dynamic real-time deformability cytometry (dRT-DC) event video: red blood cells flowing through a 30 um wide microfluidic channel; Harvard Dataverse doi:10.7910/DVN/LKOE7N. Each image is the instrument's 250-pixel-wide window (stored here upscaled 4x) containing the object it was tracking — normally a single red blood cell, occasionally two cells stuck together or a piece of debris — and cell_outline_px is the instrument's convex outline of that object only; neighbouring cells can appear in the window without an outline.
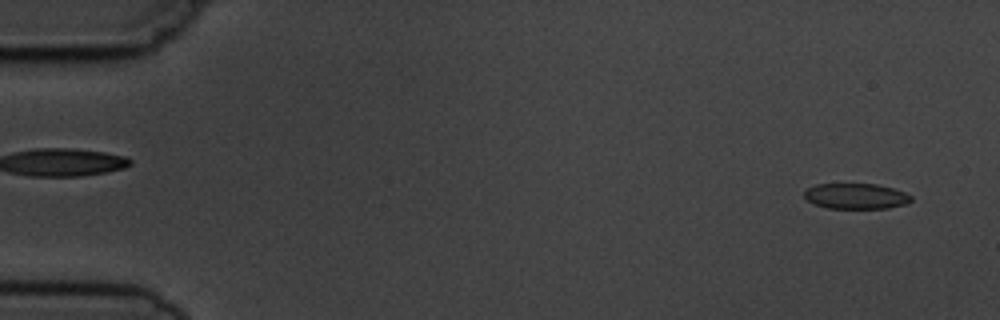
{"species": "common noctule bat (a hibernating species)", "species_latin": "Nyctalus noctula", "temperature_condition": "cold", "stored_images_in_passage": 6, "camera_frame_rate_fps": 3000, "um_per_image_px": 0.085, "animal": {"sex": "male", "body_mass_g": 19.5, "forearm_length_mm": 54.6}, "frame": {"image": 1, "passage_image": 1, "time_ms": 0.0, "image_size_px": [1000, 320], "cell_outline_px": [[912, 200], [908, 204], [888, 208], [828, 208], [812, 204], [804, 196], [804, 188], [816, 184], [876, 184], [892, 188], [904, 192], [912, 196]], "centroid_in_image_um": [72.73, 16.67], "position_along_channel_um": 12.3, "area_um2": 16.07}}
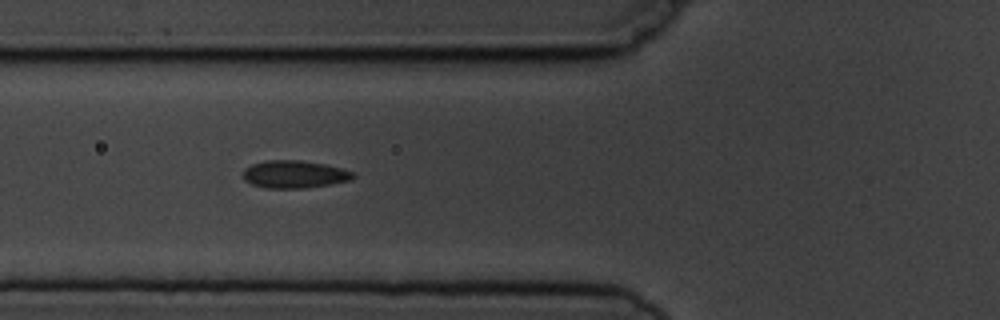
{"frame": {"image": 2, "passage_image": 6, "time_ms": 5.667, "image_size_px": [1000, 320], "cell_outline_px": [[356, 176], [352, 180], [304, 188], [268, 188], [252, 184], [244, 180], [244, 168], [252, 164], [268, 160], [300, 160], [328, 164], [352, 172]], "centroid_in_image_um": [25.03, 14.8], "position_along_channel_um": 100.8, "area_um2": 17.63}}